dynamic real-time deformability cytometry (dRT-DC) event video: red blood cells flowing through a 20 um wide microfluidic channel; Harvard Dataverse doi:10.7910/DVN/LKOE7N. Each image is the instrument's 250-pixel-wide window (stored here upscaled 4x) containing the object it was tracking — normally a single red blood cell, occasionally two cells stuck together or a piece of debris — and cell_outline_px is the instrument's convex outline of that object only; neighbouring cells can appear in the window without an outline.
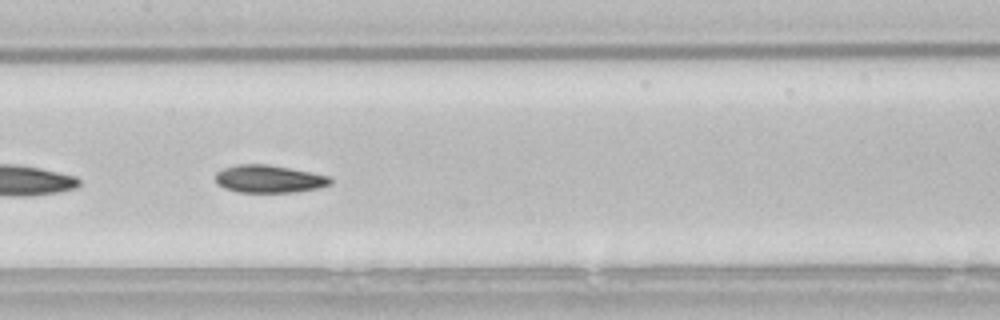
{"species": "common noctule bat (a hibernating species)", "species_latin": "Nyctalus noctula", "temperature_condition": "room temperature", "stored_images_in_passage": 38, "camera_frame_rate_fps": 3000, "um_per_image_px": 0.085, "animal": {"sex": "male", "body_mass_g": 21.5, "forearm_length_mm": 52.0}, "frame": {"image": 1, "passage_image": 25, "time_ms": 8.0, "image_size_px": [1000, 320], "cell_outline_px": [[332, 184], [316, 188], [296, 192], [236, 192], [224, 188], [216, 184], [216, 172], [224, 168], [236, 164], [268, 164], [312, 172], [328, 176], [332, 180]], "centroid_in_image_um": [22.84, 15.2], "position_along_channel_um": 184.6, "area_um2": 18.61}}
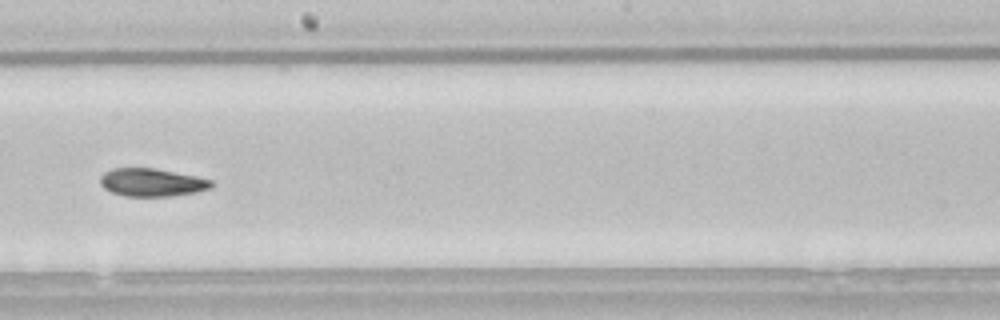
{"frame": {"image": 2, "passage_image": 29, "time_ms": 9.333, "image_size_px": [1000, 320], "cell_outline_px": [[212, 188], [196, 192], [172, 196], [124, 196], [112, 192], [104, 188], [100, 184], [100, 176], [104, 172], [112, 168], [156, 168], [196, 176], [212, 180]], "centroid_in_image_um": [12.9, 15.5], "position_along_channel_um": 235.3, "area_um2": 18.21}}